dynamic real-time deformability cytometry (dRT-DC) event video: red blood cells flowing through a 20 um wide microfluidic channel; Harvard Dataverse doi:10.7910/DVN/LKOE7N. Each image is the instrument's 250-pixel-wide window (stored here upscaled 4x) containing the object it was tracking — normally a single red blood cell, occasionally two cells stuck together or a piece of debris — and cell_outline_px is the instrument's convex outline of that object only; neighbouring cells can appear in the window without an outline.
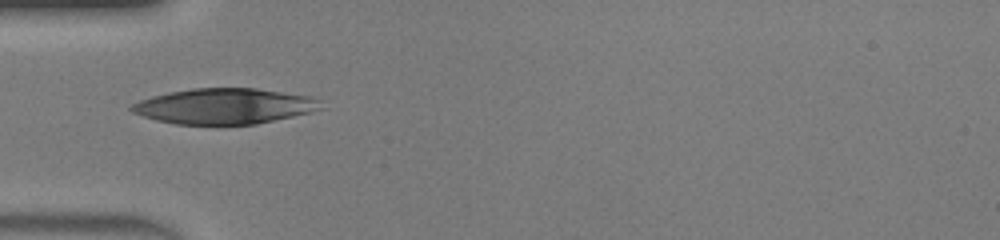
{"species": "human", "species_latin": "Homo sapiens", "temperature_condition": "warm", "stored_images_in_passage": 6, "camera_frame_rate_fps": 3000, "um_per_image_px": 0.085, "donor": {"sex": "male"}, "frame": {"image": 1, "passage_image": 1, "time_ms": 0.0, "image_size_px": [1000, 240], "cell_outline_px": [[328, 108], [256, 124], [176, 124], [156, 120], [132, 112], [128, 108], [132, 104], [140, 100], [152, 96], [168, 92], [192, 88], [256, 88], [312, 96], [320, 100]], "centroid_in_image_um": [19.12, 9.01], "position_along_channel_um": 65.9, "area_um2": 39.42}}
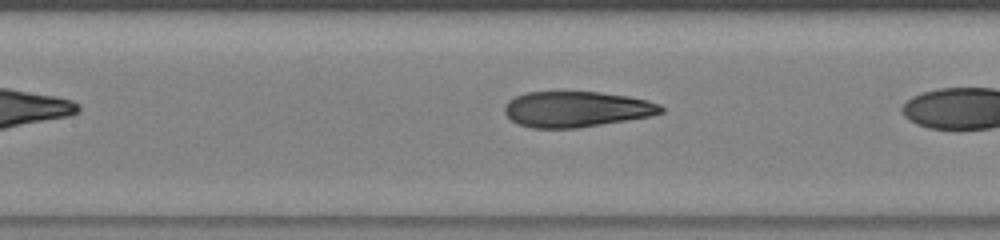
{"frame": {"image": 2, "passage_image": 5, "time_ms": 1.333, "image_size_px": [1000, 240], "cell_outline_px": [[664, 112], [652, 116], [576, 128], [532, 128], [520, 124], [512, 120], [504, 112], [504, 104], [508, 100], [516, 96], [528, 92], [600, 92], [628, 96], [648, 100], [660, 104], [664, 108]], "centroid_in_image_um": [49.02, 9.28], "position_along_channel_um": 158.4, "area_um2": 32.54}}